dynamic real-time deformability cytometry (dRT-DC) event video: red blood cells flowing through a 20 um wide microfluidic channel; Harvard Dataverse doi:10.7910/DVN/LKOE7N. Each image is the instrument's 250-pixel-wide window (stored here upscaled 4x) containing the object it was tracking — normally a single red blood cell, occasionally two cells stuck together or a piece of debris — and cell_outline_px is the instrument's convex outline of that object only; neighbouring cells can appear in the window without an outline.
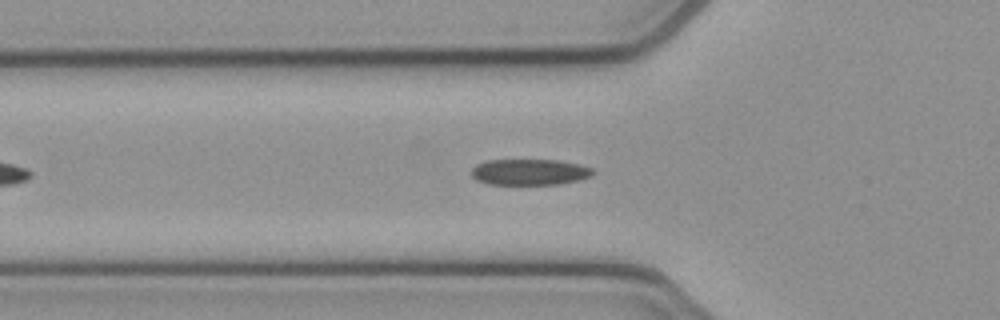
{"species": "common noctule bat (a hibernating species)", "species_latin": "Nyctalus noctula", "temperature_condition": "cold", "stored_images_in_passage": 46, "camera_frame_rate_fps": 3000, "um_per_image_px": 0.085, "animal": {"sex": "female", "body_mass_g": 21.9}, "frame": {"image": 1, "passage_image": 10, "time_ms": 3.0, "image_size_px": [1000, 320], "cell_outline_px": [[596, 172], [592, 176], [580, 180], [560, 184], [488, 184], [476, 180], [472, 176], [472, 168], [476, 164], [484, 160], [560, 160], [580, 164], [592, 168]], "centroid_in_image_um": [45.05, 14.62], "position_along_channel_um": 80.8, "area_um2": 18.67}}
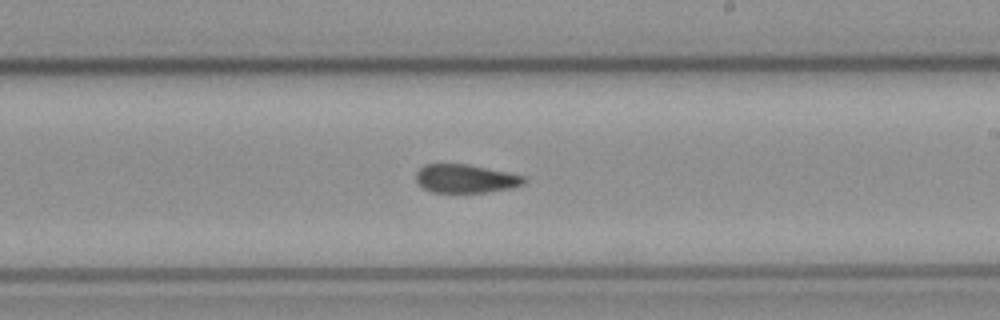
{"frame": {"image": 2, "passage_image": 23, "time_ms": 7.333, "image_size_px": [1000, 320], "cell_outline_px": [[528, 180], [524, 184], [512, 188], [488, 192], [432, 192], [424, 188], [416, 180], [416, 172], [424, 164], [468, 164], [508, 172], [524, 176]], "centroid_in_image_um": [39.61, 15.18], "position_along_channel_um": 249.4, "area_um2": 17.98}}
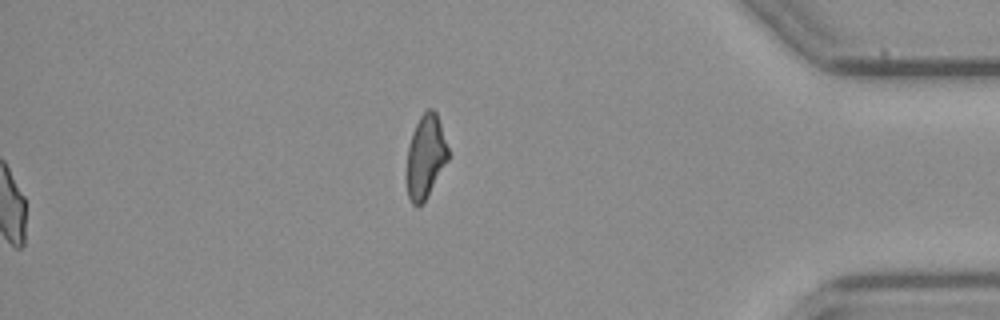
{"frame": {"image": 3, "passage_image": 46, "time_ms": 15.0, "image_size_px": [1000, 320], "cell_outline_px": [[448, 160], [424, 200], [420, 204], [412, 204], [408, 196], [404, 176], [408, 144], [412, 132], [420, 116], [428, 108], [432, 108], [436, 112], [448, 148]], "centroid_in_image_um": [36.12, 13.3], "position_along_channel_um": 399.1, "area_um2": 20.17}, "authors_computed_cell_mechanics": {"area_um2": 18.9006, "velocity_mm_per_s": 3.8618, "shape_relaxation_time_tau1_ms": null, "shape_relaxation_time_tau2_ms": 2.5402, "deformation_change_tau1": null, "deformation_change_tau2": 0.0864}}